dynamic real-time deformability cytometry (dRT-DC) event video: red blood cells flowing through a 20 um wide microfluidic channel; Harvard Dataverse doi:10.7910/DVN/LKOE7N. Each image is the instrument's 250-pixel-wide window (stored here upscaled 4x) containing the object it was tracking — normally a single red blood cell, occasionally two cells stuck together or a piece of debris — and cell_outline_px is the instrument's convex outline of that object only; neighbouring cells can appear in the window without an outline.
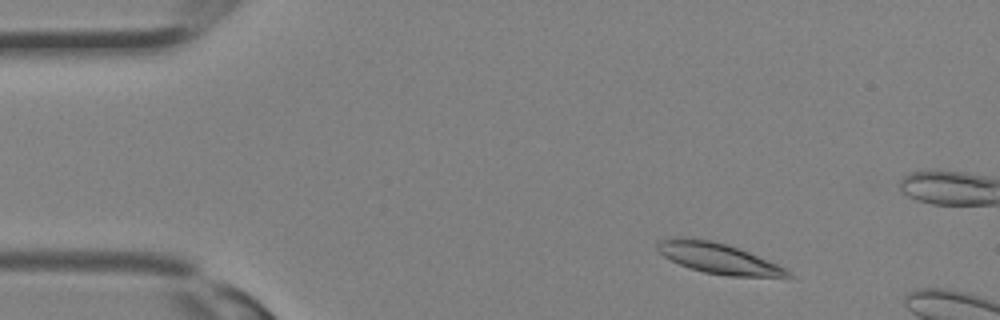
{"species": "Egyptian fruit bat (a non-hibernating species)", "species_latin": "Rousettus aegyptiacus", "temperature_condition": "room temperature", "stored_images_in_passage": 7, "camera_frame_rate_fps": 3000, "um_per_image_px": 0.085, "animal": {"sex": "female"}, "frame": {"image": 1, "passage_image": 3, "time_ms": 0.667, "image_size_px": [1000, 320], "cell_outline_px": [[792, 280], [788, 280], [728, 276], [704, 272], [680, 264], [664, 256], [656, 248], [656, 244], [660, 240], [676, 236], [692, 236], [712, 240], [728, 244], [740, 248], [776, 264], [784, 268], [792, 276]], "centroid_in_image_um": [61.14, 21.97], "position_along_channel_um": 23.9, "area_um2": 24.04}}